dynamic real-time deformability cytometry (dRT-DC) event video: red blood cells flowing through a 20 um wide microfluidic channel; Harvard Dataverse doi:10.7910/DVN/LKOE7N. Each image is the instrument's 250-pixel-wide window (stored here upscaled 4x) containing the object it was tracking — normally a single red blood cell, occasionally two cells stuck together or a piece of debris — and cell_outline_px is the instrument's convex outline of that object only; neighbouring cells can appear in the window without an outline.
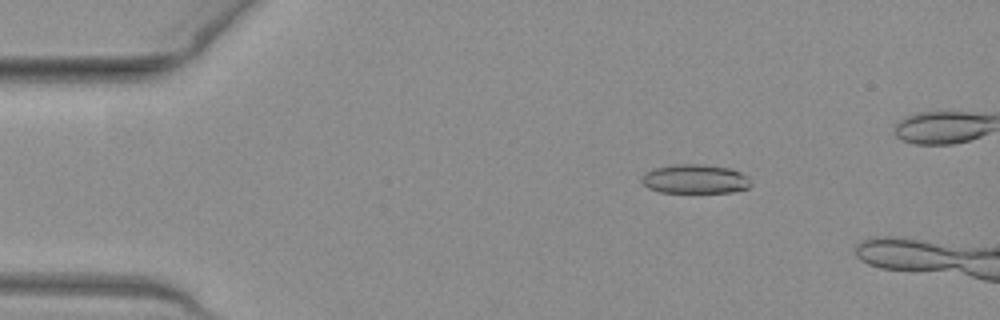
{"species": "common noctule bat (a hibernating species)", "species_latin": "Nyctalus noctula", "temperature_condition": "warm", "stored_images_in_passage": 12, "camera_frame_rate_fps": 3000, "um_per_image_px": 0.085, "animal": {"sex": "female", "body_mass_g": 19.3, "forearm_length_mm": 54.1}, "frame": {"image": 1, "passage_image": 4, "time_ms": 1.0, "image_size_px": [1000, 320], "cell_outline_px": [[752, 184], [748, 188], [732, 192], [660, 192], [648, 188], [640, 180], [652, 168], [672, 164], [704, 164], [728, 168], [740, 172], [748, 176]], "centroid_in_image_um": [59.09, 15.21], "position_along_channel_um": 25.9, "area_um2": 18.55}}